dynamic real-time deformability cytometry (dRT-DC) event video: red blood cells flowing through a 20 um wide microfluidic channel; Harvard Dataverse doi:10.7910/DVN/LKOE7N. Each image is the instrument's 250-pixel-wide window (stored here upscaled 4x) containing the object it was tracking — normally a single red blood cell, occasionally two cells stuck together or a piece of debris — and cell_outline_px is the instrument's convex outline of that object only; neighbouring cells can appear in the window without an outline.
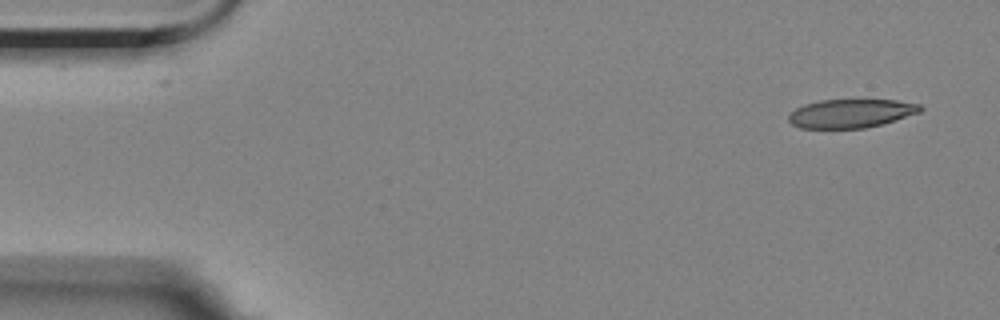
{"species": "Egyptian fruit bat (a non-hibernating species)", "species_latin": "Rousettus aegyptiacus", "temperature_condition": "room temperature", "stored_images_in_passage": 7, "camera_frame_rate_fps": 3000, "um_per_image_px": 0.085, "animal": {"sex": "female"}, "frame": {"image": 1, "passage_image": 1, "time_ms": 0.0, "image_size_px": [1000, 320], "cell_outline_px": [[924, 108], [920, 112], [880, 124], [864, 128], [800, 128], [792, 124], [788, 120], [788, 116], [796, 108], [804, 104], [820, 100], [896, 100], [920, 104]], "centroid_in_image_um": [72.31, 9.63], "position_along_channel_um": 12.7, "area_um2": 21.79}}
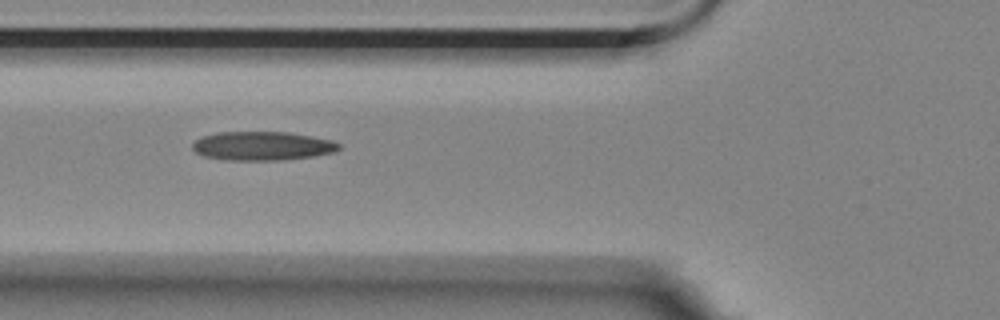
{"frame": {"image": 2, "passage_image": 6, "time_ms": 5.667, "image_size_px": [1000, 320], "cell_outline_px": [[340, 148], [336, 152], [312, 156], [280, 160], [224, 160], [204, 156], [196, 152], [192, 148], [192, 144], [196, 140], [204, 136], [216, 132], [288, 132], [312, 136], [332, 140], [340, 144]], "centroid_in_image_um": [22.3, 12.4], "position_along_channel_um": 103.5, "area_um2": 24.62}}
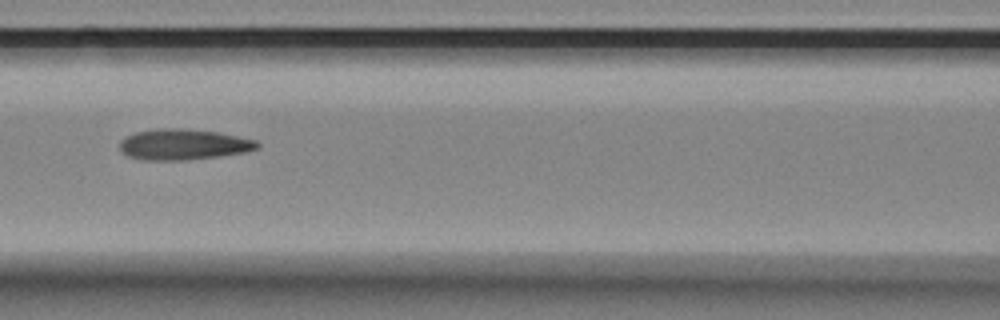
{"frame": {"image": 3, "passage_image": 7, "time_ms": 7.0, "image_size_px": [1000, 320], "cell_outline_px": [[260, 148], [244, 152], [188, 160], [144, 160], [128, 156], [120, 152], [120, 140], [124, 136], [136, 132], [156, 128], [180, 128], [220, 132], [256, 140], [260, 144]], "centroid_in_image_um": [15.56, 12.27], "position_along_channel_um": 151.0, "area_um2": 24.85}}